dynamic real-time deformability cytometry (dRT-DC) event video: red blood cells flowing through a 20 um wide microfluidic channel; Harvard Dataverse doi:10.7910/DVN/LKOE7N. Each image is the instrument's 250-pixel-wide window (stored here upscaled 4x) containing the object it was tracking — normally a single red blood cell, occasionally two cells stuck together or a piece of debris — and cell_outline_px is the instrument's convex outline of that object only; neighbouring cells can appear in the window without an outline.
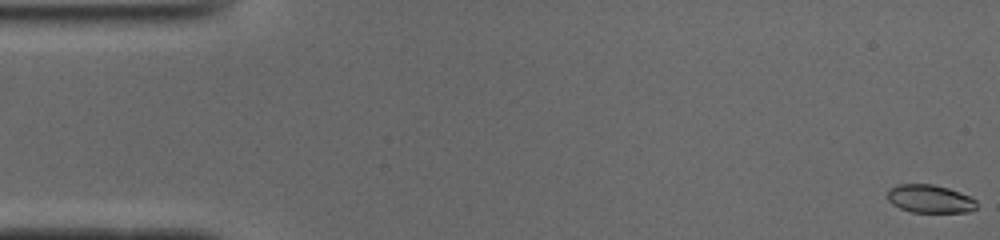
{"species": "common noctule bat (a hibernating species)", "species_latin": "Nyctalus noctula", "temperature_condition": "cold", "stored_images_in_passage": 51, "camera_frame_rate_fps": 3000, "um_per_image_px": 0.085, "animal": {"sex": "male", "body_mass_g": 19.0, "forearm_length_mm": 50.8}, "frame": {"image": 1, "passage_image": 1, "time_ms": 0.0, "image_size_px": [1000, 240], "cell_outline_px": [[976, 208], [968, 212], [912, 212], [900, 208], [892, 204], [888, 200], [888, 188], [896, 184], [932, 184], [948, 188], [960, 192], [976, 200]], "centroid_in_image_um": [79.01, 16.89], "position_along_channel_um": 6.0, "area_um2": 14.62}}
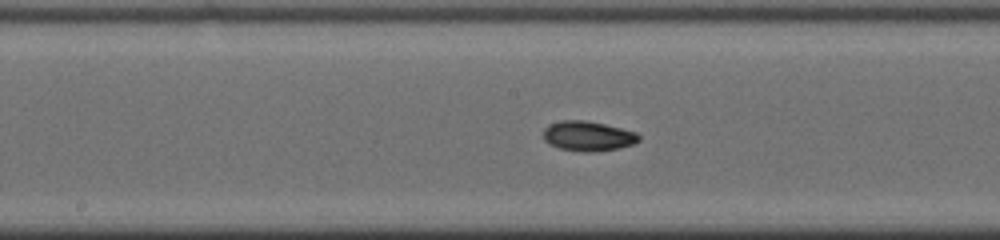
{"frame": {"image": 2, "passage_image": 26, "time_ms": 8.333, "image_size_px": [1000, 240], "cell_outline_px": [[640, 140], [636, 144], [620, 148], [596, 152], [584, 152], [560, 148], [548, 144], [544, 140], [544, 128], [548, 124], [560, 120], [584, 120], [604, 124], [636, 132], [640, 136]], "centroid_in_image_um": [49.99, 11.57], "position_along_channel_um": 198.2, "area_um2": 16.82}}
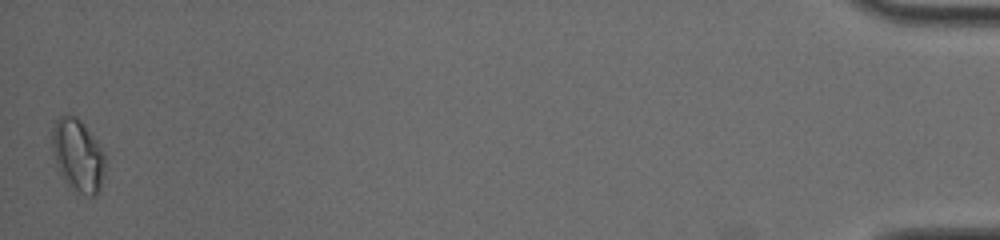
{"frame": {"image": 3, "passage_image": 51, "time_ms": 16.667, "image_size_px": [1000, 240], "cell_outline_px": [[104, 176], [100, 188], [96, 196], [88, 196], [80, 192], [68, 184], [64, 180], [56, 168], [52, 148], [52, 128], [56, 120], [60, 116], [68, 112], [76, 116], [80, 120], [104, 152]], "centroid_in_image_um": [6.59, 13.19], "position_along_channel_um": 428.6, "area_um2": 22.37}, "authors_computed_cell_mechanics": {"area_um2": 15.6638, "velocity_mm_per_s": 3.933, "shape_relaxation_time_tau1_ms": 4.3773, "shape_relaxation_time_tau2_ms": 4.736, "deformation_change_tau1": 0.1465, "deformation_change_tau2": 0.0821}}